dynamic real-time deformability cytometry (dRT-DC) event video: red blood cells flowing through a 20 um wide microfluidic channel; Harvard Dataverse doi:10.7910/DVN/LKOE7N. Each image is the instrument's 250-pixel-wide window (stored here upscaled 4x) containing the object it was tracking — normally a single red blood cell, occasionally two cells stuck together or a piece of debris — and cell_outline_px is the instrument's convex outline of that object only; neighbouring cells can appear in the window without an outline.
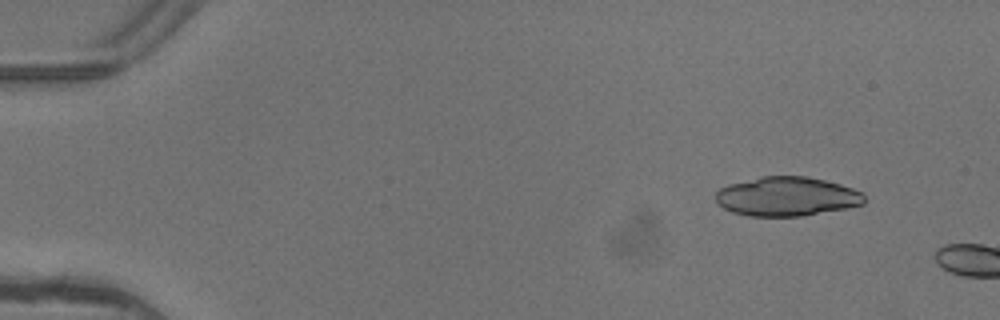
{"species": "common noctule bat (a hibernating species)", "species_latin": "Nyctalus noctula", "temperature_condition": "warm", "stored_images_in_passage": 3, "camera_frame_rate_fps": 3000, "um_per_image_px": 0.085, "animal": {"sex": "female"}, "frame": {"image": 1, "passage_image": 2, "time_ms": 0.333, "image_size_px": [1000, 320], "cell_outline_px": [[864, 204], [848, 208], [800, 216], [748, 216], [732, 212], [724, 208], [716, 200], [716, 192], [720, 188], [728, 184], [760, 176], [808, 176], [840, 184], [864, 192]], "centroid_in_image_um": [66.89, 16.69], "position_along_channel_um": 18.1, "area_um2": 34.04}}